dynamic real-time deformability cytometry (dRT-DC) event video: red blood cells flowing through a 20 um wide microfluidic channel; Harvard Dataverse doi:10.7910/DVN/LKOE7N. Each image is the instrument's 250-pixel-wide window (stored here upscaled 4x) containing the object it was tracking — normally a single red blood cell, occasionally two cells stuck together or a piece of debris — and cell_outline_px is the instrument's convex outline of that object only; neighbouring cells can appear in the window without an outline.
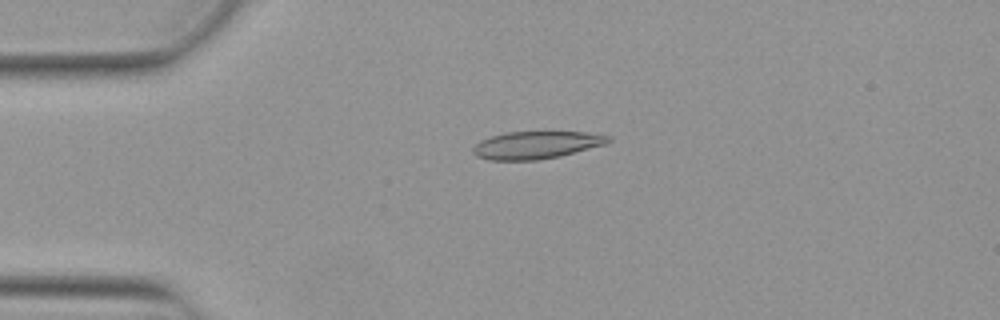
{"species": "Egyptian fruit bat (a non-hibernating species)", "species_latin": "Rousettus aegyptiacus", "temperature_condition": "warm", "stored_images_in_passage": 52, "camera_frame_rate_fps": 3000, "um_per_image_px": 0.085, "animal": {"sex": "female"}, "frame": {"image": 1, "passage_image": 12, "time_ms": 3.667, "image_size_px": [1000, 320], "cell_outline_px": [[612, 140], [608, 144], [560, 156], [540, 160], [488, 160], [476, 156], [472, 152], [472, 148], [480, 140], [504, 132], [588, 132], [612, 136]], "centroid_in_image_um": [45.62, 12.33], "position_along_channel_um": 39.4, "area_um2": 21.96}}
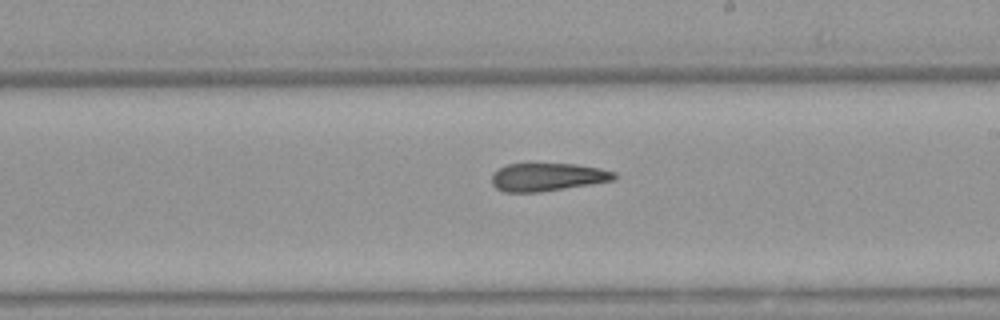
{"frame": {"image": 2, "passage_image": 30, "time_ms": 9.667, "image_size_px": [1000, 320], "cell_outline_px": [[616, 180], [540, 192], [504, 192], [496, 188], [492, 184], [492, 172], [508, 164], [576, 164], [600, 168], [616, 172]], "centroid_in_image_um": [46.54, 15.05], "position_along_channel_um": 242.5, "area_um2": 20.0}}
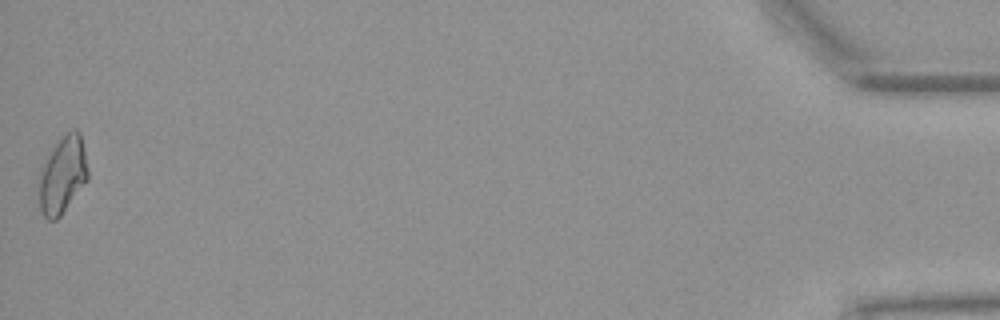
{"frame": {"image": 3, "passage_image": 52, "time_ms": 17.0, "image_size_px": [1000, 320], "cell_outline_px": [[88, 180], [60, 216], [56, 220], [48, 220], [44, 216], [40, 208], [36, 184], [40, 172], [48, 152], [72, 128], [76, 128], [80, 132], [88, 172]], "centroid_in_image_um": [5.28, 14.9], "position_along_channel_um": 429.9, "area_um2": 22.14}, "authors_computed_cell_mechanics": {"area_um2": 21.2415, "velocity_mm_per_s": 3.8923, "shape_relaxation_time_tau1_ms": null, "shape_relaxation_time_tau2_ms": 3.5451, "deformation_change_tau1": null, "deformation_change_tau2": 0.1211}}